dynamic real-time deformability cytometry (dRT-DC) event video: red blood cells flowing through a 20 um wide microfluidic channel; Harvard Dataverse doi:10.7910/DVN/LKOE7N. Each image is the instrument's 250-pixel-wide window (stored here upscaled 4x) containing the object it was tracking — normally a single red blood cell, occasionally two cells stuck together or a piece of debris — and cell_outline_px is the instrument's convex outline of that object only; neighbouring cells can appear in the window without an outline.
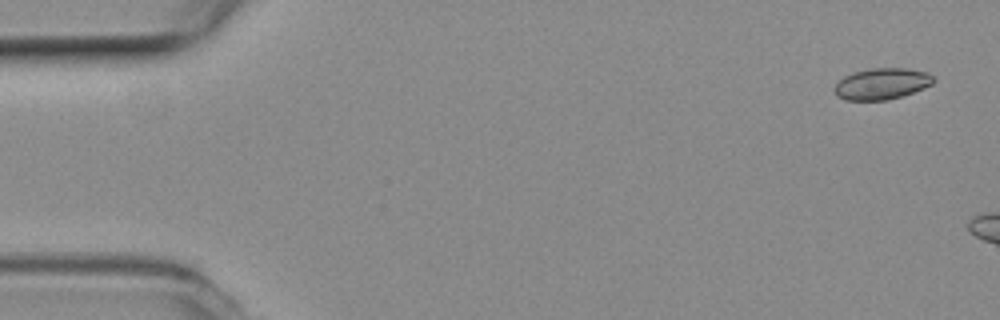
{"species": "common noctule bat (a hibernating species)", "species_latin": "Nyctalus noctula", "temperature_condition": "room temperature", "stored_images_in_passage": 8, "camera_frame_rate_fps": 3000, "um_per_image_px": 0.085, "animal": {"sex": "female", "body_mass_g": 19.3, "forearm_length_mm": 54.1}, "frame": {"image": 1, "passage_image": 1, "time_ms": 0.0, "image_size_px": [1000, 320], "cell_outline_px": [[936, 80], [932, 84], [924, 88], [888, 100], [844, 100], [836, 96], [836, 84], [844, 76], [856, 72], [872, 68], [908, 68], [928, 72]], "centroid_in_image_um": [74.98, 7.12], "position_along_channel_um": 10.0, "area_um2": 17.92}}